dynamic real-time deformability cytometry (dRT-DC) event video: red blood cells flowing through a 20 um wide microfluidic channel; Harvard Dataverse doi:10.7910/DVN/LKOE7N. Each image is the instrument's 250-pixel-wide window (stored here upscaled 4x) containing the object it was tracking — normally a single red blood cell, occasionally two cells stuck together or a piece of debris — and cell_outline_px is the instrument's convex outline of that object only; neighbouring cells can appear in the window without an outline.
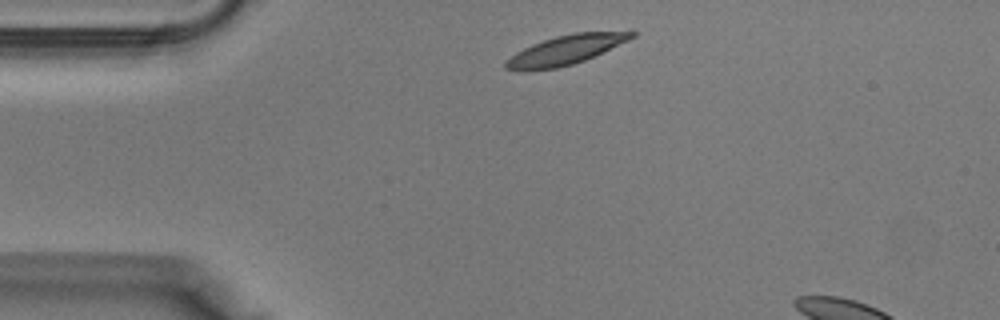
{"species": "Egyptian fruit bat (a non-hibernating species)", "species_latin": "Rousettus aegyptiacus", "temperature_condition": "warm", "stored_images_in_passage": 5, "camera_frame_rate_fps": 3000, "um_per_image_px": 0.085, "animal": {"sex": "male"}, "frame": {"image": 1, "passage_image": 1, "time_ms": 0.0, "image_size_px": [1000, 320], "cell_outline_px": [[640, 32], [636, 36], [628, 40], [584, 60], [572, 64], [556, 68], [524, 72], [520, 72], [504, 68], [504, 60], [516, 52], [532, 44], [556, 36], [576, 32]], "centroid_in_image_um": [47.98, 4.27], "position_along_channel_um": 37.0, "area_um2": 21.39}}